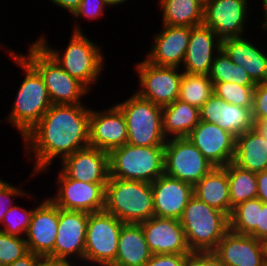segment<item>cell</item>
<instances>
[{
    "mask_svg": "<svg viewBox=\"0 0 267 266\" xmlns=\"http://www.w3.org/2000/svg\"><path fill=\"white\" fill-rule=\"evenodd\" d=\"M87 106L86 103L52 104L22 138L26 161L34 164L28 181L49 172L56 163L54 160L60 162L75 151L89 146L91 107Z\"/></svg>",
    "mask_w": 267,
    "mask_h": 266,
    "instance_id": "obj_1",
    "label": "cell"
},
{
    "mask_svg": "<svg viewBox=\"0 0 267 266\" xmlns=\"http://www.w3.org/2000/svg\"><path fill=\"white\" fill-rule=\"evenodd\" d=\"M3 47V48H2ZM2 48V49H1ZM0 43V49L7 52L10 59L21 69L22 81L18 83L16 96L6 119L0 124L9 122L10 126L18 130L21 139L40 121L42 116L52 105L43 78L38 71L18 52ZM24 73V74H23Z\"/></svg>",
    "mask_w": 267,
    "mask_h": 266,
    "instance_id": "obj_2",
    "label": "cell"
},
{
    "mask_svg": "<svg viewBox=\"0 0 267 266\" xmlns=\"http://www.w3.org/2000/svg\"><path fill=\"white\" fill-rule=\"evenodd\" d=\"M48 35L41 34L36 41L72 77L94 91L106 69V56L102 45H98L84 32L72 31L66 48L51 46ZM94 85V86H93ZM94 90H93V89Z\"/></svg>",
    "mask_w": 267,
    "mask_h": 266,
    "instance_id": "obj_3",
    "label": "cell"
},
{
    "mask_svg": "<svg viewBox=\"0 0 267 266\" xmlns=\"http://www.w3.org/2000/svg\"><path fill=\"white\" fill-rule=\"evenodd\" d=\"M104 211L123 223L140 224L154 216L151 183L109 178L105 187Z\"/></svg>",
    "mask_w": 267,
    "mask_h": 266,
    "instance_id": "obj_4",
    "label": "cell"
},
{
    "mask_svg": "<svg viewBox=\"0 0 267 266\" xmlns=\"http://www.w3.org/2000/svg\"><path fill=\"white\" fill-rule=\"evenodd\" d=\"M180 223L192 253L213 252L229 230V217L194 195L184 208Z\"/></svg>",
    "mask_w": 267,
    "mask_h": 266,
    "instance_id": "obj_5",
    "label": "cell"
},
{
    "mask_svg": "<svg viewBox=\"0 0 267 266\" xmlns=\"http://www.w3.org/2000/svg\"><path fill=\"white\" fill-rule=\"evenodd\" d=\"M29 44L27 54L18 52L43 78L52 104H81L84 103L83 97L89 98L90 90L78 79L70 76L36 40Z\"/></svg>",
    "mask_w": 267,
    "mask_h": 266,
    "instance_id": "obj_6",
    "label": "cell"
},
{
    "mask_svg": "<svg viewBox=\"0 0 267 266\" xmlns=\"http://www.w3.org/2000/svg\"><path fill=\"white\" fill-rule=\"evenodd\" d=\"M164 146L128 143L109 152V178L154 182L164 174Z\"/></svg>",
    "mask_w": 267,
    "mask_h": 266,
    "instance_id": "obj_7",
    "label": "cell"
},
{
    "mask_svg": "<svg viewBox=\"0 0 267 266\" xmlns=\"http://www.w3.org/2000/svg\"><path fill=\"white\" fill-rule=\"evenodd\" d=\"M126 100L115 103L125 116L127 143L134 146H164L162 107L132 92Z\"/></svg>",
    "mask_w": 267,
    "mask_h": 266,
    "instance_id": "obj_8",
    "label": "cell"
},
{
    "mask_svg": "<svg viewBox=\"0 0 267 266\" xmlns=\"http://www.w3.org/2000/svg\"><path fill=\"white\" fill-rule=\"evenodd\" d=\"M134 65L138 82L134 92L141 98L161 107L178 99L183 75L181 68L153 65L145 58Z\"/></svg>",
    "mask_w": 267,
    "mask_h": 266,
    "instance_id": "obj_9",
    "label": "cell"
},
{
    "mask_svg": "<svg viewBox=\"0 0 267 266\" xmlns=\"http://www.w3.org/2000/svg\"><path fill=\"white\" fill-rule=\"evenodd\" d=\"M123 224L113 214L104 210L89 213L84 261L111 265L117 256L118 240Z\"/></svg>",
    "mask_w": 267,
    "mask_h": 266,
    "instance_id": "obj_10",
    "label": "cell"
},
{
    "mask_svg": "<svg viewBox=\"0 0 267 266\" xmlns=\"http://www.w3.org/2000/svg\"><path fill=\"white\" fill-rule=\"evenodd\" d=\"M164 159L166 175L193 186L214 168L186 137L167 139Z\"/></svg>",
    "mask_w": 267,
    "mask_h": 266,
    "instance_id": "obj_11",
    "label": "cell"
},
{
    "mask_svg": "<svg viewBox=\"0 0 267 266\" xmlns=\"http://www.w3.org/2000/svg\"><path fill=\"white\" fill-rule=\"evenodd\" d=\"M39 200L37 194L26 193V199L35 202L31 222L25 234L29 251L43 259L54 261V244L58 229V206L47 196ZM31 199V200H30ZM37 202H39L37 204Z\"/></svg>",
    "mask_w": 267,
    "mask_h": 266,
    "instance_id": "obj_12",
    "label": "cell"
},
{
    "mask_svg": "<svg viewBox=\"0 0 267 266\" xmlns=\"http://www.w3.org/2000/svg\"><path fill=\"white\" fill-rule=\"evenodd\" d=\"M55 183L57 188L52 195L47 196L60 209L100 212L105 205V187L107 183H87L66 177L57 171Z\"/></svg>",
    "mask_w": 267,
    "mask_h": 266,
    "instance_id": "obj_13",
    "label": "cell"
},
{
    "mask_svg": "<svg viewBox=\"0 0 267 266\" xmlns=\"http://www.w3.org/2000/svg\"><path fill=\"white\" fill-rule=\"evenodd\" d=\"M251 3V0H213L204 6L203 25L210 27L221 40L245 36L251 27L249 18L252 20L254 16L250 15Z\"/></svg>",
    "mask_w": 267,
    "mask_h": 266,
    "instance_id": "obj_14",
    "label": "cell"
},
{
    "mask_svg": "<svg viewBox=\"0 0 267 266\" xmlns=\"http://www.w3.org/2000/svg\"><path fill=\"white\" fill-rule=\"evenodd\" d=\"M89 213L58 207V229L54 244V261H84L86 228Z\"/></svg>",
    "mask_w": 267,
    "mask_h": 266,
    "instance_id": "obj_15",
    "label": "cell"
},
{
    "mask_svg": "<svg viewBox=\"0 0 267 266\" xmlns=\"http://www.w3.org/2000/svg\"><path fill=\"white\" fill-rule=\"evenodd\" d=\"M214 167L233 162L236 137L217 124L200 120L186 137Z\"/></svg>",
    "mask_w": 267,
    "mask_h": 266,
    "instance_id": "obj_16",
    "label": "cell"
},
{
    "mask_svg": "<svg viewBox=\"0 0 267 266\" xmlns=\"http://www.w3.org/2000/svg\"><path fill=\"white\" fill-rule=\"evenodd\" d=\"M89 146L110 152L127 143L126 119L116 104L93 109L89 117Z\"/></svg>",
    "mask_w": 267,
    "mask_h": 266,
    "instance_id": "obj_17",
    "label": "cell"
},
{
    "mask_svg": "<svg viewBox=\"0 0 267 266\" xmlns=\"http://www.w3.org/2000/svg\"><path fill=\"white\" fill-rule=\"evenodd\" d=\"M160 30L153 33L150 49L144 55L153 65L182 67L191 36L189 26L161 25Z\"/></svg>",
    "mask_w": 267,
    "mask_h": 266,
    "instance_id": "obj_18",
    "label": "cell"
},
{
    "mask_svg": "<svg viewBox=\"0 0 267 266\" xmlns=\"http://www.w3.org/2000/svg\"><path fill=\"white\" fill-rule=\"evenodd\" d=\"M59 170L68 178L87 183H107L109 152L95 147L75 151L59 162Z\"/></svg>",
    "mask_w": 267,
    "mask_h": 266,
    "instance_id": "obj_19",
    "label": "cell"
},
{
    "mask_svg": "<svg viewBox=\"0 0 267 266\" xmlns=\"http://www.w3.org/2000/svg\"><path fill=\"white\" fill-rule=\"evenodd\" d=\"M152 254H191L180 220L153 216L140 223Z\"/></svg>",
    "mask_w": 267,
    "mask_h": 266,
    "instance_id": "obj_20",
    "label": "cell"
},
{
    "mask_svg": "<svg viewBox=\"0 0 267 266\" xmlns=\"http://www.w3.org/2000/svg\"><path fill=\"white\" fill-rule=\"evenodd\" d=\"M213 252L225 266H267L264 242L230 229Z\"/></svg>",
    "mask_w": 267,
    "mask_h": 266,
    "instance_id": "obj_21",
    "label": "cell"
},
{
    "mask_svg": "<svg viewBox=\"0 0 267 266\" xmlns=\"http://www.w3.org/2000/svg\"><path fill=\"white\" fill-rule=\"evenodd\" d=\"M221 40V49L237 65L242 66L255 84L267 82V46L256 44L251 36ZM263 44V45H262ZM262 46V47H261ZM266 50H264V49Z\"/></svg>",
    "mask_w": 267,
    "mask_h": 266,
    "instance_id": "obj_22",
    "label": "cell"
},
{
    "mask_svg": "<svg viewBox=\"0 0 267 266\" xmlns=\"http://www.w3.org/2000/svg\"><path fill=\"white\" fill-rule=\"evenodd\" d=\"M154 216L180 220L184 208L193 197V185L165 173L151 183Z\"/></svg>",
    "mask_w": 267,
    "mask_h": 266,
    "instance_id": "obj_23",
    "label": "cell"
},
{
    "mask_svg": "<svg viewBox=\"0 0 267 266\" xmlns=\"http://www.w3.org/2000/svg\"><path fill=\"white\" fill-rule=\"evenodd\" d=\"M221 50V39L205 25L191 27V36L181 70L184 73L209 75L216 54Z\"/></svg>",
    "mask_w": 267,
    "mask_h": 266,
    "instance_id": "obj_24",
    "label": "cell"
},
{
    "mask_svg": "<svg viewBox=\"0 0 267 266\" xmlns=\"http://www.w3.org/2000/svg\"><path fill=\"white\" fill-rule=\"evenodd\" d=\"M251 109L227 103L213 93L200 108V120L217 124L237 137L254 128Z\"/></svg>",
    "mask_w": 267,
    "mask_h": 266,
    "instance_id": "obj_25",
    "label": "cell"
},
{
    "mask_svg": "<svg viewBox=\"0 0 267 266\" xmlns=\"http://www.w3.org/2000/svg\"><path fill=\"white\" fill-rule=\"evenodd\" d=\"M141 224L124 223L115 261L110 266H144L151 258Z\"/></svg>",
    "mask_w": 267,
    "mask_h": 266,
    "instance_id": "obj_26",
    "label": "cell"
},
{
    "mask_svg": "<svg viewBox=\"0 0 267 266\" xmlns=\"http://www.w3.org/2000/svg\"><path fill=\"white\" fill-rule=\"evenodd\" d=\"M194 196L208 206L231 214L229 182L227 171L223 167H214L193 186Z\"/></svg>",
    "mask_w": 267,
    "mask_h": 266,
    "instance_id": "obj_27",
    "label": "cell"
},
{
    "mask_svg": "<svg viewBox=\"0 0 267 266\" xmlns=\"http://www.w3.org/2000/svg\"><path fill=\"white\" fill-rule=\"evenodd\" d=\"M233 163L254 173L267 170V141L255 127L236 137Z\"/></svg>",
    "mask_w": 267,
    "mask_h": 266,
    "instance_id": "obj_28",
    "label": "cell"
},
{
    "mask_svg": "<svg viewBox=\"0 0 267 266\" xmlns=\"http://www.w3.org/2000/svg\"><path fill=\"white\" fill-rule=\"evenodd\" d=\"M200 121V109L179 99L162 107V130L166 139L187 137Z\"/></svg>",
    "mask_w": 267,
    "mask_h": 266,
    "instance_id": "obj_29",
    "label": "cell"
},
{
    "mask_svg": "<svg viewBox=\"0 0 267 266\" xmlns=\"http://www.w3.org/2000/svg\"><path fill=\"white\" fill-rule=\"evenodd\" d=\"M161 25L195 27L203 24L204 6L198 0H157Z\"/></svg>",
    "mask_w": 267,
    "mask_h": 266,
    "instance_id": "obj_30",
    "label": "cell"
},
{
    "mask_svg": "<svg viewBox=\"0 0 267 266\" xmlns=\"http://www.w3.org/2000/svg\"><path fill=\"white\" fill-rule=\"evenodd\" d=\"M223 168L228 176L231 211L238 204L257 197L256 173L242 169L233 162Z\"/></svg>",
    "mask_w": 267,
    "mask_h": 266,
    "instance_id": "obj_31",
    "label": "cell"
},
{
    "mask_svg": "<svg viewBox=\"0 0 267 266\" xmlns=\"http://www.w3.org/2000/svg\"><path fill=\"white\" fill-rule=\"evenodd\" d=\"M212 94L213 83L209 75L183 72L179 89V100L200 109Z\"/></svg>",
    "mask_w": 267,
    "mask_h": 266,
    "instance_id": "obj_32",
    "label": "cell"
},
{
    "mask_svg": "<svg viewBox=\"0 0 267 266\" xmlns=\"http://www.w3.org/2000/svg\"><path fill=\"white\" fill-rule=\"evenodd\" d=\"M262 200L249 199L232 208L229 216V229L238 234L249 235L259 224Z\"/></svg>",
    "mask_w": 267,
    "mask_h": 266,
    "instance_id": "obj_33",
    "label": "cell"
},
{
    "mask_svg": "<svg viewBox=\"0 0 267 266\" xmlns=\"http://www.w3.org/2000/svg\"><path fill=\"white\" fill-rule=\"evenodd\" d=\"M211 82H232L240 85H256L246 70L231 61L226 53L221 49L213 60L209 73Z\"/></svg>",
    "mask_w": 267,
    "mask_h": 266,
    "instance_id": "obj_34",
    "label": "cell"
},
{
    "mask_svg": "<svg viewBox=\"0 0 267 266\" xmlns=\"http://www.w3.org/2000/svg\"><path fill=\"white\" fill-rule=\"evenodd\" d=\"M255 86L240 85L232 82H219L213 84V93L227 103L252 108Z\"/></svg>",
    "mask_w": 267,
    "mask_h": 266,
    "instance_id": "obj_35",
    "label": "cell"
},
{
    "mask_svg": "<svg viewBox=\"0 0 267 266\" xmlns=\"http://www.w3.org/2000/svg\"><path fill=\"white\" fill-rule=\"evenodd\" d=\"M32 207L30 206V209H27L23 205L14 204L4 215V219L0 225V231L9 235L25 237L35 208L34 203Z\"/></svg>",
    "mask_w": 267,
    "mask_h": 266,
    "instance_id": "obj_36",
    "label": "cell"
},
{
    "mask_svg": "<svg viewBox=\"0 0 267 266\" xmlns=\"http://www.w3.org/2000/svg\"><path fill=\"white\" fill-rule=\"evenodd\" d=\"M29 252L24 237L0 231V265L7 266Z\"/></svg>",
    "mask_w": 267,
    "mask_h": 266,
    "instance_id": "obj_37",
    "label": "cell"
},
{
    "mask_svg": "<svg viewBox=\"0 0 267 266\" xmlns=\"http://www.w3.org/2000/svg\"><path fill=\"white\" fill-rule=\"evenodd\" d=\"M108 8L110 9L106 0H81L78 9L72 15V20L74 19L72 31L84 32L85 28L80 25L81 20L79 19L85 18L91 22V20L97 21L102 17L105 18V15L107 14L105 12Z\"/></svg>",
    "mask_w": 267,
    "mask_h": 266,
    "instance_id": "obj_38",
    "label": "cell"
},
{
    "mask_svg": "<svg viewBox=\"0 0 267 266\" xmlns=\"http://www.w3.org/2000/svg\"><path fill=\"white\" fill-rule=\"evenodd\" d=\"M27 192L28 190L24 189L23 186L19 187L6 181V179L4 180V178H0V225L6 212L15 204V199L19 197L25 199Z\"/></svg>",
    "mask_w": 267,
    "mask_h": 266,
    "instance_id": "obj_39",
    "label": "cell"
},
{
    "mask_svg": "<svg viewBox=\"0 0 267 266\" xmlns=\"http://www.w3.org/2000/svg\"><path fill=\"white\" fill-rule=\"evenodd\" d=\"M251 111L254 123L267 118V82L256 84Z\"/></svg>",
    "mask_w": 267,
    "mask_h": 266,
    "instance_id": "obj_40",
    "label": "cell"
},
{
    "mask_svg": "<svg viewBox=\"0 0 267 266\" xmlns=\"http://www.w3.org/2000/svg\"><path fill=\"white\" fill-rule=\"evenodd\" d=\"M190 254H152L144 266H186Z\"/></svg>",
    "mask_w": 267,
    "mask_h": 266,
    "instance_id": "obj_41",
    "label": "cell"
},
{
    "mask_svg": "<svg viewBox=\"0 0 267 266\" xmlns=\"http://www.w3.org/2000/svg\"><path fill=\"white\" fill-rule=\"evenodd\" d=\"M186 266H225L214 252L191 253Z\"/></svg>",
    "mask_w": 267,
    "mask_h": 266,
    "instance_id": "obj_42",
    "label": "cell"
},
{
    "mask_svg": "<svg viewBox=\"0 0 267 266\" xmlns=\"http://www.w3.org/2000/svg\"><path fill=\"white\" fill-rule=\"evenodd\" d=\"M254 238L264 242L267 240V203L262 201V209L260 210L259 224L249 234Z\"/></svg>",
    "mask_w": 267,
    "mask_h": 266,
    "instance_id": "obj_43",
    "label": "cell"
},
{
    "mask_svg": "<svg viewBox=\"0 0 267 266\" xmlns=\"http://www.w3.org/2000/svg\"><path fill=\"white\" fill-rule=\"evenodd\" d=\"M42 261L43 258L41 256L29 251L27 254L7 266H39Z\"/></svg>",
    "mask_w": 267,
    "mask_h": 266,
    "instance_id": "obj_44",
    "label": "cell"
},
{
    "mask_svg": "<svg viewBox=\"0 0 267 266\" xmlns=\"http://www.w3.org/2000/svg\"><path fill=\"white\" fill-rule=\"evenodd\" d=\"M257 197L267 203V170L256 173Z\"/></svg>",
    "mask_w": 267,
    "mask_h": 266,
    "instance_id": "obj_45",
    "label": "cell"
},
{
    "mask_svg": "<svg viewBox=\"0 0 267 266\" xmlns=\"http://www.w3.org/2000/svg\"><path fill=\"white\" fill-rule=\"evenodd\" d=\"M52 3L51 5L56 6V8H60L61 10H65V12L69 13V15H73V13L78 9L81 0H48V2Z\"/></svg>",
    "mask_w": 267,
    "mask_h": 266,
    "instance_id": "obj_46",
    "label": "cell"
},
{
    "mask_svg": "<svg viewBox=\"0 0 267 266\" xmlns=\"http://www.w3.org/2000/svg\"><path fill=\"white\" fill-rule=\"evenodd\" d=\"M262 3V4H261ZM260 4L262 5V6H260V7H263L262 8V21H260L261 23H258V25L260 26V29L262 30V33L263 32H267V0H260ZM264 20V21H263ZM266 36H267V33L265 34Z\"/></svg>",
    "mask_w": 267,
    "mask_h": 266,
    "instance_id": "obj_47",
    "label": "cell"
},
{
    "mask_svg": "<svg viewBox=\"0 0 267 266\" xmlns=\"http://www.w3.org/2000/svg\"><path fill=\"white\" fill-rule=\"evenodd\" d=\"M254 127L257 129V131H259V133L267 141V118L262 119L260 122H255Z\"/></svg>",
    "mask_w": 267,
    "mask_h": 266,
    "instance_id": "obj_48",
    "label": "cell"
},
{
    "mask_svg": "<svg viewBox=\"0 0 267 266\" xmlns=\"http://www.w3.org/2000/svg\"><path fill=\"white\" fill-rule=\"evenodd\" d=\"M39 266H71L69 262L50 261L43 259Z\"/></svg>",
    "mask_w": 267,
    "mask_h": 266,
    "instance_id": "obj_49",
    "label": "cell"
},
{
    "mask_svg": "<svg viewBox=\"0 0 267 266\" xmlns=\"http://www.w3.org/2000/svg\"><path fill=\"white\" fill-rule=\"evenodd\" d=\"M129 0H106L108 6L112 9H114V7L118 8V7H122V5H125L126 2H128ZM118 6V7H117Z\"/></svg>",
    "mask_w": 267,
    "mask_h": 266,
    "instance_id": "obj_50",
    "label": "cell"
},
{
    "mask_svg": "<svg viewBox=\"0 0 267 266\" xmlns=\"http://www.w3.org/2000/svg\"><path fill=\"white\" fill-rule=\"evenodd\" d=\"M71 266H110L106 264L88 263L85 261L73 262Z\"/></svg>",
    "mask_w": 267,
    "mask_h": 266,
    "instance_id": "obj_51",
    "label": "cell"
},
{
    "mask_svg": "<svg viewBox=\"0 0 267 266\" xmlns=\"http://www.w3.org/2000/svg\"><path fill=\"white\" fill-rule=\"evenodd\" d=\"M203 6L208 4L209 2H212L213 0H198Z\"/></svg>",
    "mask_w": 267,
    "mask_h": 266,
    "instance_id": "obj_52",
    "label": "cell"
},
{
    "mask_svg": "<svg viewBox=\"0 0 267 266\" xmlns=\"http://www.w3.org/2000/svg\"><path fill=\"white\" fill-rule=\"evenodd\" d=\"M264 244H265V253H266V260H267V240L264 241Z\"/></svg>",
    "mask_w": 267,
    "mask_h": 266,
    "instance_id": "obj_53",
    "label": "cell"
}]
</instances>
